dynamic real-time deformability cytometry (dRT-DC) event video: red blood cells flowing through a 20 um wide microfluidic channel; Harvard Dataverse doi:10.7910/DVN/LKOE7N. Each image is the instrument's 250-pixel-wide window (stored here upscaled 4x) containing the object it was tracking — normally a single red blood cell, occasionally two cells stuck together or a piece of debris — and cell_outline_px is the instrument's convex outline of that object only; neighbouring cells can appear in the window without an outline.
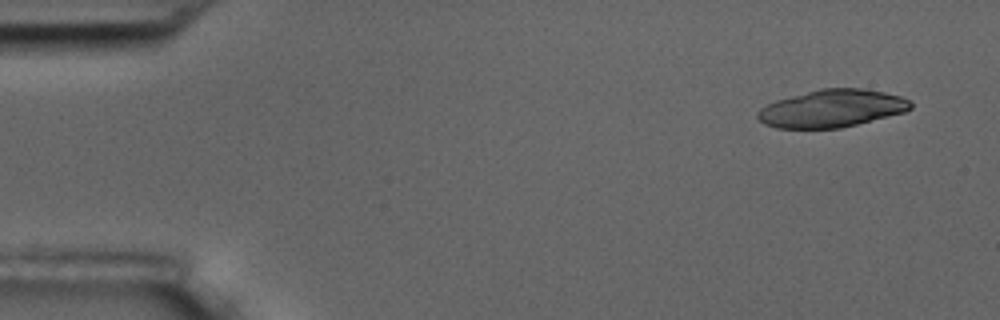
{"species": "common noctule bat (a hibernating species)", "species_latin": "Nyctalus noctula", "temperature_condition": "room temperature", "stored_images_in_passage": 8, "camera_frame_rate_fps": 3000, "um_per_image_px": 0.085, "animal": {"sex": "male", "body_mass_g": 17.5, "forearm_length_mm": 52.3}, "frame": {"image": 1, "passage_image": 1, "time_ms": 0.0, "image_size_px": [1000, 320], "cell_outline_px": [[912, 108], [904, 112], [840, 128], [776, 128], [764, 124], [756, 116], [756, 112], [760, 108], [776, 100], [820, 88], [860, 88], [884, 92], [900, 96], [908, 100], [912, 104]], "centroid_in_image_um": [70.68, 9.22], "position_along_channel_um": 14.3, "area_um2": 33.29}}